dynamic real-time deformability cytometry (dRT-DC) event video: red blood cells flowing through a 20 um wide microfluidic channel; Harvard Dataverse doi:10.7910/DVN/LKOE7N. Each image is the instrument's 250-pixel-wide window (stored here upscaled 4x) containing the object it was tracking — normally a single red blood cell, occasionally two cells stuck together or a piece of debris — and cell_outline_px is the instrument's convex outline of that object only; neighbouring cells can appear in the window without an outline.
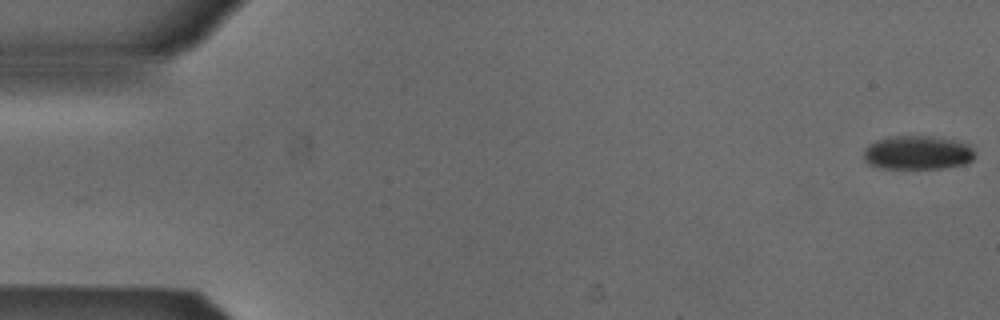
{"species": "Egyptian fruit bat (a non-hibernating species)", "species_latin": "Rousettus aegyptiacus", "temperature_condition": "cold", "stored_images_in_passage": 53, "camera_frame_rate_fps": 3000, "um_per_image_px": 0.085, "animal": {"sex": "male"}, "frame": {"image": 1, "passage_image": 1, "time_ms": 0.0, "image_size_px": [1000, 320], "cell_outline_px": [[976, 156], [972, 160], [964, 164], [944, 168], [880, 168], [868, 164], [864, 160], [864, 148], [868, 144], [876, 140], [896, 136], [928, 136], [952, 140], [968, 144], [972, 148]], "centroid_in_image_um": [77.97, 12.98], "position_along_channel_um": 7.0, "area_um2": 21.91}}
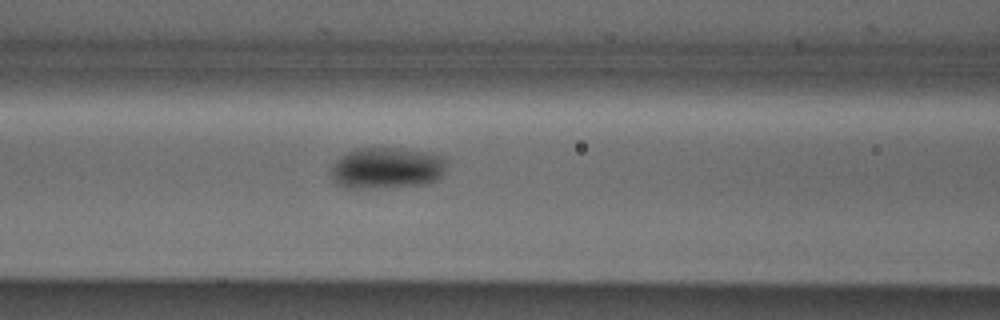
{"frame": {"image": 2, "passage_image": 22, "time_ms": 7.0, "image_size_px": [1000, 320], "cell_outline_px": [[448, 160], [444, 172], [440, 180], [428, 184], [388, 188], [348, 188], [336, 184], [332, 180], [328, 172], [328, 168], [340, 156], [356, 148], [396, 148], [444, 156]], "centroid_in_image_um": [32.85, 14.31], "position_along_channel_um": 133.7, "area_um2": 28.55}}
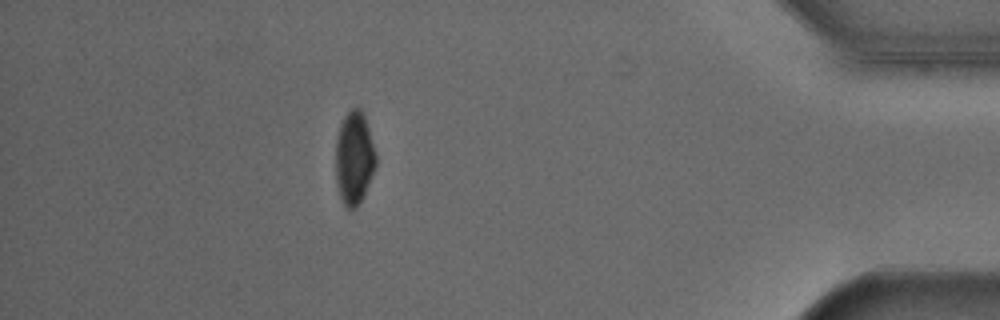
{"frame": {"image": 3, "passage_image": 47, "time_ms": 15.333, "image_size_px": [1000, 320], "cell_outline_px": [[376, 164], [364, 192], [356, 208], [344, 208], [336, 184], [336, 140], [340, 124], [344, 116], [352, 108], [360, 108], [364, 116], [376, 152]], "centroid_in_image_um": [30.08, 13.42], "position_along_channel_um": 405.1, "area_um2": 21.5}, "authors_computed_cell_mechanics": {"area_um2": 24.2182, "velocity_mm_per_s": 3.876, "shape_relaxation_time_tau1_ms": 4.4068, "shape_relaxation_time_tau2_ms": null, "deformation_change_tau1": 0.0823, "deformation_change_tau2": null}}